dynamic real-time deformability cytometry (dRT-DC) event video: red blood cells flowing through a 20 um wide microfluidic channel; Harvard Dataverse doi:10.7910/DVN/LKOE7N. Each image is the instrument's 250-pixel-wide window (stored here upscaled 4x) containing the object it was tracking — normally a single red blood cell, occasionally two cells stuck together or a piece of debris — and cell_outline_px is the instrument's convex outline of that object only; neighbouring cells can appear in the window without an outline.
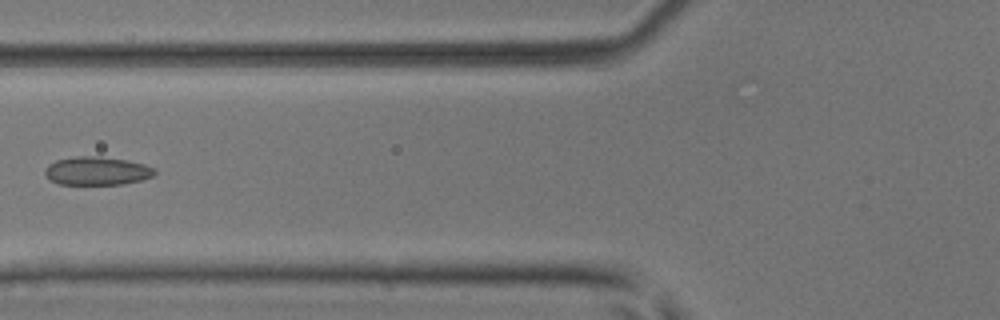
{"species": "common noctule bat (a hibernating species)", "species_latin": "Nyctalus noctula", "temperature_condition": "room temperature", "stored_images_in_passage": 7, "camera_frame_rate_fps": 3000, "um_per_image_px": 0.085, "animal": {"sex": "male", "body_mass_g": 17.9, "forearm_length_mm": 54.2}, "frame": {"image": 1, "passage_image": 7, "time_ms": 2.0, "image_size_px": [1000, 320], "cell_outline_px": [[156, 172], [152, 176], [140, 180], [124, 184], [60, 184], [52, 180], [44, 172], [44, 168], [48, 164], [56, 160], [76, 156], [100, 156], [128, 160], [144, 164], [156, 168]], "centroid_in_image_um": [8.26, 14.51], "position_along_channel_um": 117.5, "area_um2": 18.15}}